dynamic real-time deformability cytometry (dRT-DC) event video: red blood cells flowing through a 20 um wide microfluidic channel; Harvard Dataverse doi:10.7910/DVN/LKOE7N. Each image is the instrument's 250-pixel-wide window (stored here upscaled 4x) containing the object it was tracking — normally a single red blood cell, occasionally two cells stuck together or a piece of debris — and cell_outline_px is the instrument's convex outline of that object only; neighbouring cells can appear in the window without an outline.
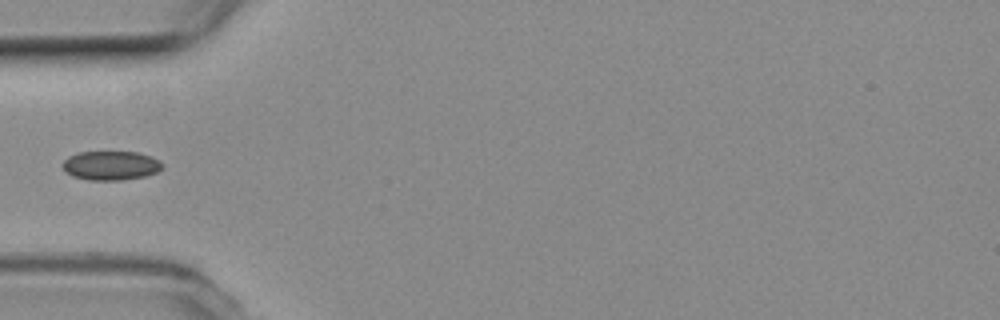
{"species": "common noctule bat (a hibernating species)", "species_latin": "Nyctalus noctula", "temperature_condition": "room temperature", "stored_images_in_passage": 37, "camera_frame_rate_fps": 3000, "um_per_image_px": 0.085, "animal": {"sex": "female", "body_mass_g": 19.3, "forearm_length_mm": 54.1}, "frame": {"image": 1, "passage_image": 1, "time_ms": 0.0, "image_size_px": [1000, 320], "cell_outline_px": [[164, 168], [156, 172], [144, 176], [120, 180], [88, 180], [72, 176], [64, 172], [64, 160], [68, 156], [80, 152], [136, 152], [160, 160], [164, 164]], "centroid_in_image_um": [9.42, 14.07], "position_along_channel_um": 75.6, "area_um2": 16.88}}
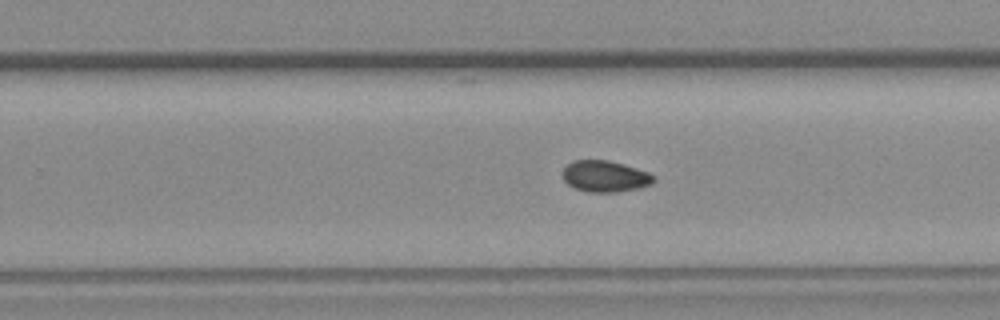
{"frame": {"image": 2, "passage_image": 17, "time_ms": 5.333, "image_size_px": [1000, 320], "cell_outline_px": [[656, 180], [652, 184], [640, 188], [616, 192], [588, 192], [576, 188], [568, 184], [564, 180], [564, 168], [572, 160], [608, 160], [624, 164], [648, 172], [656, 176]], "centroid_in_image_um": [51.48, 14.98], "position_along_channel_um": 278.3, "area_um2": 16.65}}
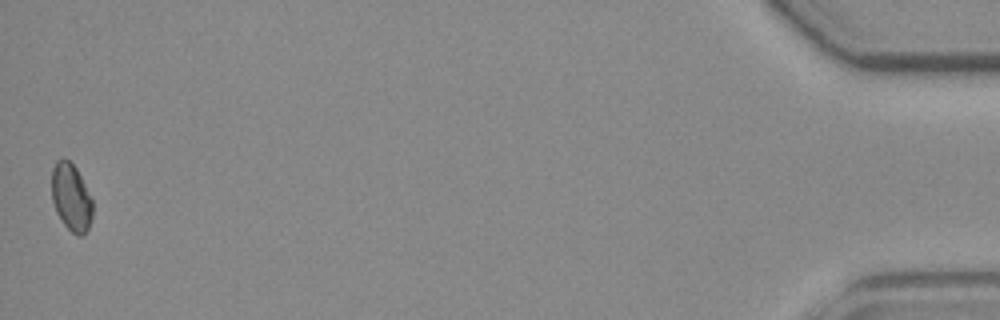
{"frame": {"image": 3, "passage_image": 37, "time_ms": 12.0, "image_size_px": [1000, 320], "cell_outline_px": [[92, 216], [88, 228], [84, 236], [76, 236], [64, 224], [56, 212], [52, 200], [52, 168], [56, 160], [68, 160], [76, 168], [92, 200]], "centroid_in_image_um": [6.04, 16.81], "position_along_channel_um": 429.2, "area_um2": 15.9}}